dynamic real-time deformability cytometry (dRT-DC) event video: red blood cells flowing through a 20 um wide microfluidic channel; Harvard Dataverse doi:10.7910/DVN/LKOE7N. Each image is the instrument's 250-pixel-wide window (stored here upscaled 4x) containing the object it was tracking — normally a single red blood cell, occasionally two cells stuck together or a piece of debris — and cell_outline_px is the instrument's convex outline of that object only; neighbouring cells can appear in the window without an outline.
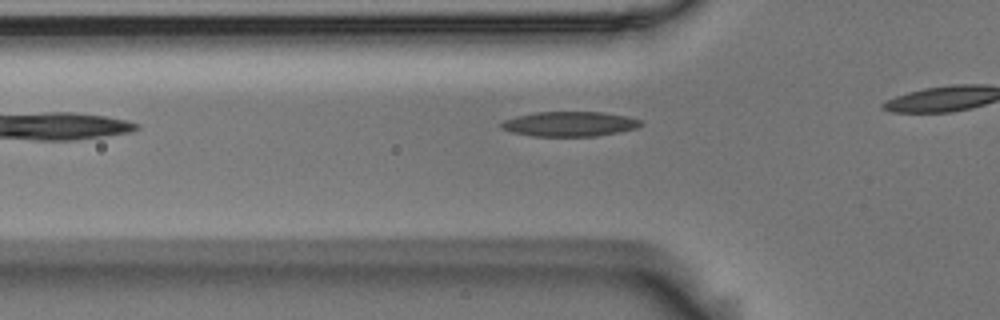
{"species": "Egyptian fruit bat (a non-hibernating species)", "species_latin": "Rousettus aegyptiacus", "temperature_condition": "room temperature", "stored_images_in_passage": 7, "camera_frame_rate_fps": 3000, "um_per_image_px": 0.085, "animal": {"sex": "male"}, "frame": {"image": 1, "passage_image": 2, "time_ms": 0.333, "image_size_px": [1000, 320], "cell_outline_px": [[640, 124], [636, 128], [620, 132], [596, 136], [532, 136], [512, 132], [500, 128], [500, 124], [504, 120], [516, 116], [536, 112], [604, 112], [628, 116], [640, 120]], "centroid_in_image_um": [48.4, 10.53], "position_along_channel_um": 77.4, "area_um2": 20.17}}
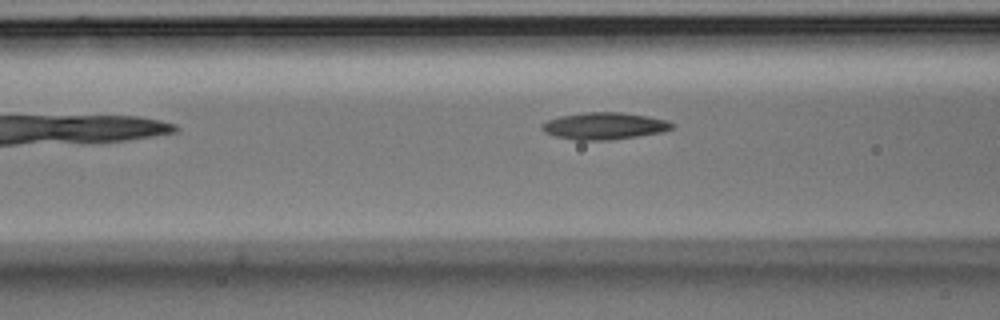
{"frame": {"image": 2, "passage_image": 5, "time_ms": 1.333, "image_size_px": [1000, 320], "cell_outline_px": [[676, 124], [672, 128], [664, 132], [608, 140], [576, 140], [556, 136], [544, 132], [540, 128], [540, 124], [548, 120], [560, 116], [584, 112], [620, 112], [648, 116], [668, 120]], "centroid_in_image_um": [51.37, 10.7], "position_along_channel_um": 115.2, "area_um2": 20.52}}